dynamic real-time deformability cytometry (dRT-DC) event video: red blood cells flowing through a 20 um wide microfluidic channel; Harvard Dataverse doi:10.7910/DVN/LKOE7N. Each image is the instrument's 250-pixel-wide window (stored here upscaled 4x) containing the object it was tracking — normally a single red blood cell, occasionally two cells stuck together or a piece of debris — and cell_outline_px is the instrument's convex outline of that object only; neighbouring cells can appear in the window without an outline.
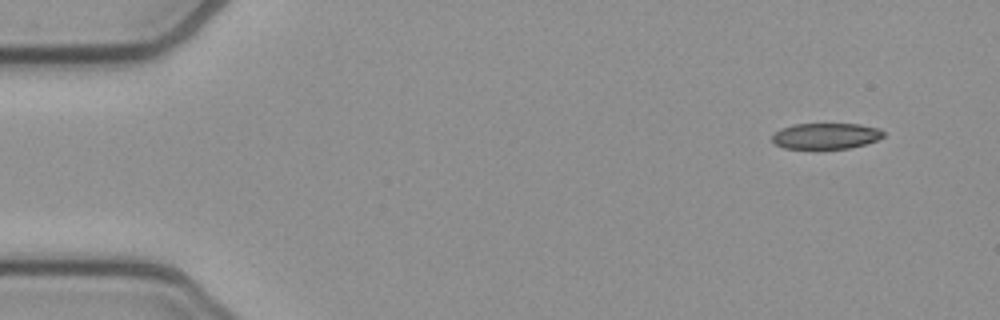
{"species": "common noctule bat (a hibernating species)", "species_latin": "Nyctalus noctula", "temperature_condition": "cold", "stored_images_in_passage": 50, "camera_frame_rate_fps": 3000, "um_per_image_px": 0.085, "animal": {"sex": "female", "body_mass_g": 21.9}, "frame": {"image": 1, "passage_image": 1, "time_ms": 0.0, "image_size_px": [1000, 320], "cell_outline_px": [[884, 136], [876, 140], [864, 144], [848, 148], [784, 148], [772, 144], [772, 136], [780, 128], [792, 124], [860, 124], [880, 128], [884, 132]], "centroid_in_image_um": [70.17, 11.55], "position_along_channel_um": 14.8, "area_um2": 16.82}}
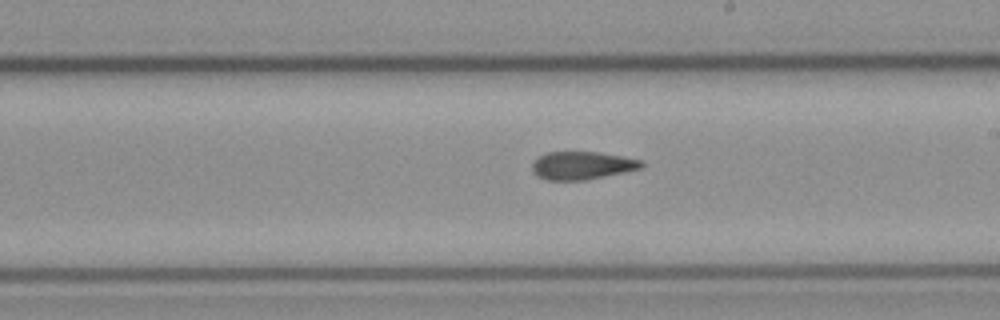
{"frame": {"image": 2, "passage_image": 27, "time_ms": 8.667, "image_size_px": [1000, 320], "cell_outline_px": [[644, 168], [584, 180], [548, 180], [536, 176], [532, 172], [532, 164], [544, 152], [600, 152], [624, 156], [644, 160]], "centroid_in_image_um": [49.51, 14.06], "position_along_channel_um": 239.5, "area_um2": 17.98}}
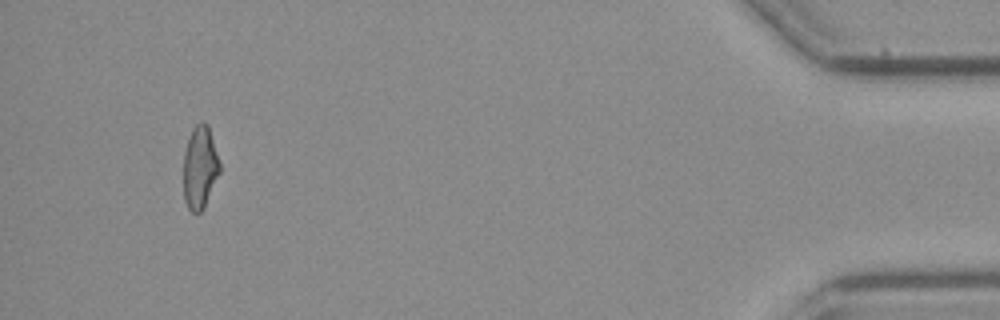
{"frame": {"image": 3, "passage_image": 47, "time_ms": 15.333, "image_size_px": [1000, 320], "cell_outline_px": [[220, 172], [204, 208], [200, 212], [192, 212], [188, 208], [184, 200], [184, 152], [192, 128], [200, 120], [204, 120], [208, 124], [220, 164]], "centroid_in_image_um": [16.99, 14.21], "position_along_channel_um": 418.2, "area_um2": 17.51}, "authors_computed_cell_mechanics": {"area_um2": 18.496, "velocity_mm_per_s": 3.8337, "shape_relaxation_time_tau1_ms": null, "shape_relaxation_time_tau2_ms": 4.2448, "deformation_change_tau1": null, "deformation_change_tau2": 0.1297}}